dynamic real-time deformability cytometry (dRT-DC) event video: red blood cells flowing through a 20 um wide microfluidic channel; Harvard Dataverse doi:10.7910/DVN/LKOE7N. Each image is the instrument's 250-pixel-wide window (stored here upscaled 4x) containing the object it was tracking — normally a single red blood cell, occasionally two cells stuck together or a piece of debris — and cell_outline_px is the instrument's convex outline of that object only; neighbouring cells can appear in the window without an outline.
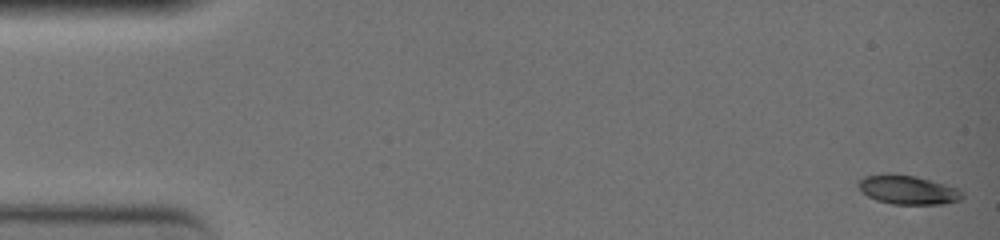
{"species": "common noctule bat (a hibernating species)", "species_latin": "Nyctalus noctula", "temperature_condition": "warm", "stored_images_in_passage": 32, "camera_frame_rate_fps": 3000, "um_per_image_px": 0.085, "animal": {"sex": "female", "body_mass_g": 19.0, "forearm_length_mm": 51.5}, "frame": {"image": 1, "passage_image": 1, "time_ms": 0.0, "image_size_px": [1000, 240], "cell_outline_px": [[964, 196], [960, 200], [944, 204], [892, 204], [876, 200], [860, 192], [856, 184], [856, 180], [864, 176], [888, 172], [916, 176], [944, 184], [956, 188], [964, 192]], "centroid_in_image_um": [77.1, 16.12], "position_along_channel_um": 7.9, "area_um2": 17.98}}
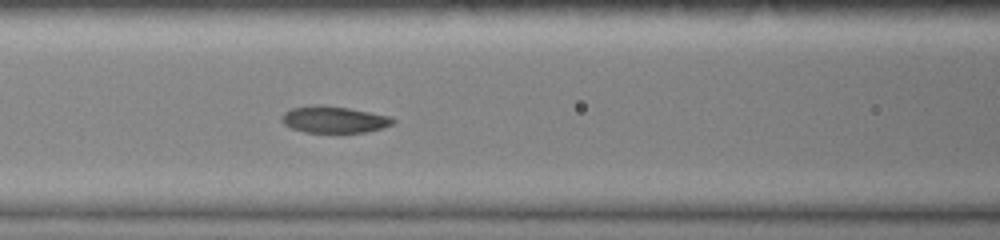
{"frame": {"image": 2, "passage_image": 22, "time_ms": 7.0, "image_size_px": [1000, 240], "cell_outline_px": [[396, 120], [392, 124], [368, 132], [304, 132], [292, 128], [284, 124], [280, 120], [280, 116], [284, 112], [292, 108], [312, 104], [324, 104], [348, 108], [388, 116]], "centroid_in_image_um": [28.32, 10.15], "position_along_channel_um": 138.3, "area_um2": 17.28}}
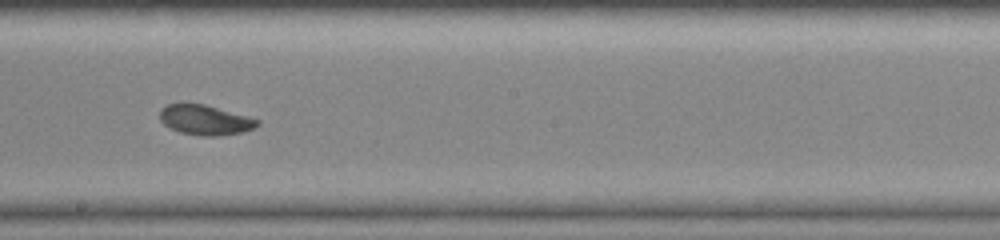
{"frame": {"image": 3, "passage_image": 29, "time_ms": 9.333, "image_size_px": [1000, 240], "cell_outline_px": [[260, 124], [244, 132], [216, 136], [204, 136], [180, 132], [164, 124], [160, 120], [160, 108], [168, 104], [184, 100], [204, 104], [248, 116], [260, 120]], "centroid_in_image_um": [17.4, 10.15], "position_along_channel_um": 230.8, "area_um2": 17.4}}